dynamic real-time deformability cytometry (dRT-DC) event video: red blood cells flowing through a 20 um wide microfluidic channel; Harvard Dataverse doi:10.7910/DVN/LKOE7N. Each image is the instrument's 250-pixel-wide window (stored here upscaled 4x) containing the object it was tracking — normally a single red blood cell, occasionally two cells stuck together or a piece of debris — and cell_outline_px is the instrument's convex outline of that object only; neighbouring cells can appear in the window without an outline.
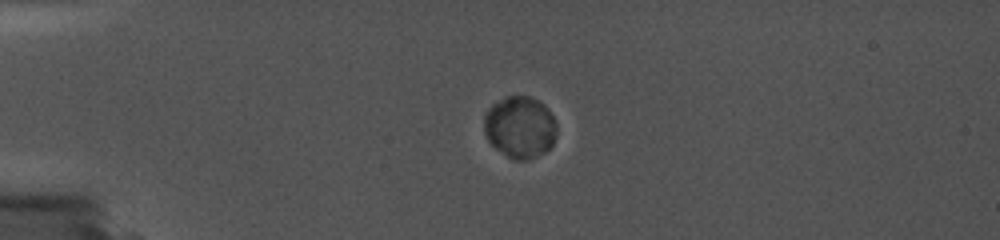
{"species": "common noctule bat (a hibernating species)", "species_latin": "Nyctalus noctula", "temperature_condition": "cold", "stored_images_in_passage": 28, "camera_frame_rate_fps": 5000, "um_per_image_px": 0.085, "animal": {"sex": "female", "body_mass_g": 19.0, "forearm_length_mm": 56.7}, "frame": {"image": 1, "passage_image": 1, "time_ms": 0.0, "image_size_px": [1000, 240], "cell_outline_px": [[556, 136], [552, 144], [544, 152], [536, 156], [524, 160], [512, 160], [496, 148], [488, 140], [484, 132], [484, 116], [488, 108], [492, 104], [508, 96], [528, 96], [544, 104], [552, 116], [556, 124]], "centroid_in_image_um": [44.18, 10.81], "position_along_channel_um": 40.8, "area_um2": 26.01}}
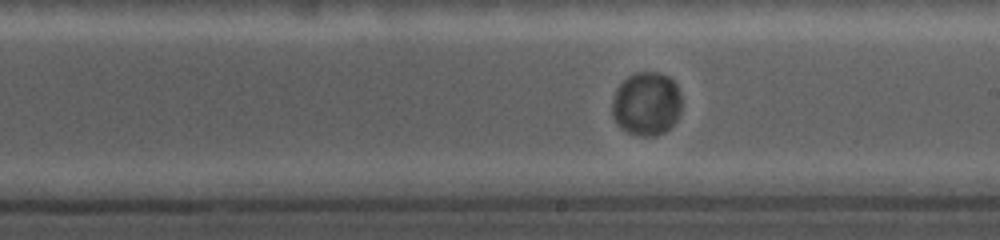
{"frame": {"image": 2, "passage_image": 18, "time_ms": 6.6, "image_size_px": [1000, 240], "cell_outline_px": [[680, 112], [676, 120], [664, 132], [656, 136], [644, 136], [628, 132], [620, 128], [612, 116], [612, 100], [616, 88], [628, 76], [636, 72], [656, 72], [668, 76], [676, 84], [680, 92]], "centroid_in_image_um": [54.93, 8.82], "position_along_channel_um": 234.1, "area_um2": 25.78}}
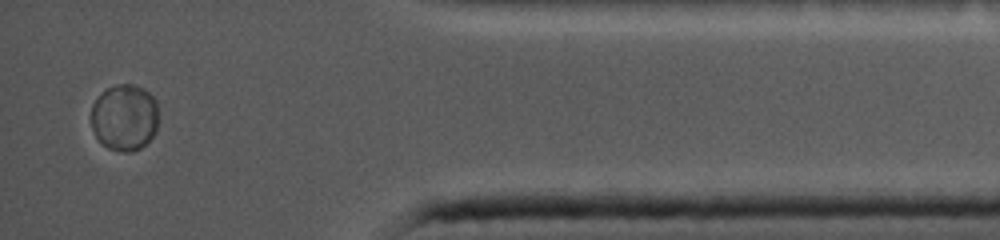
{"frame": {"image": 3, "passage_image": 28, "time_ms": 12.4, "image_size_px": [1000, 240], "cell_outline_px": [[156, 128], [152, 136], [140, 148], [132, 152], [124, 152], [108, 148], [96, 136], [92, 128], [92, 104], [108, 88], [116, 84], [132, 84], [144, 88], [156, 100]], "centroid_in_image_um": [10.58, 9.98], "position_along_channel_um": 424.6, "area_um2": 25.66}}